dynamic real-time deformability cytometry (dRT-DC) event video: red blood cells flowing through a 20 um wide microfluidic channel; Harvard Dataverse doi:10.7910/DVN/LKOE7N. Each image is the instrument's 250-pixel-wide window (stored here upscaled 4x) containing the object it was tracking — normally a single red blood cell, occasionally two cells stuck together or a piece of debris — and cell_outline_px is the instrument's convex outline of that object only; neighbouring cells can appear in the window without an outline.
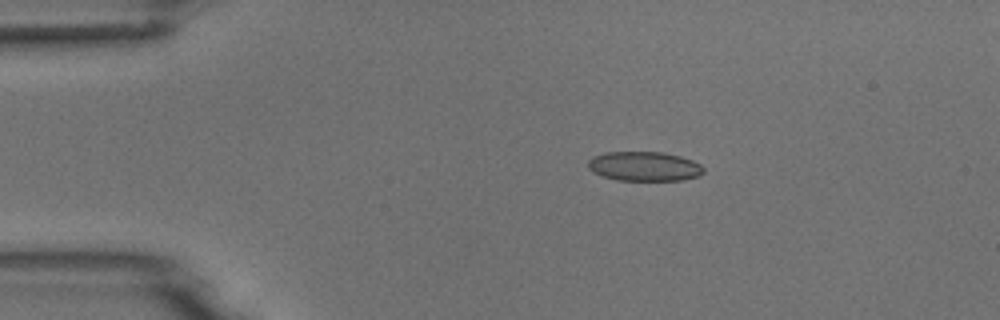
{"species": "common noctule bat (a hibernating species)", "species_latin": "Nyctalus noctula", "temperature_condition": "room temperature", "stored_images_in_passage": 5, "segment_of_instrument_passage": [1, 2], "camera_frame_rate_fps": 3000, "um_per_image_px": 0.085, "animal": {"sex": "male", "body_mass_g": 18.8}, "frame": {"image": 1, "passage_image": 3, "time_ms": 2.333, "image_size_px": [1000, 320], "cell_outline_px": [[704, 172], [700, 176], [680, 180], [616, 180], [592, 172], [588, 168], [588, 160], [604, 152], [664, 152], [680, 156], [692, 160], [700, 164], [704, 168]], "centroid_in_image_um": [54.78, 14.13], "position_along_channel_um": 30.2, "area_um2": 19.83}}